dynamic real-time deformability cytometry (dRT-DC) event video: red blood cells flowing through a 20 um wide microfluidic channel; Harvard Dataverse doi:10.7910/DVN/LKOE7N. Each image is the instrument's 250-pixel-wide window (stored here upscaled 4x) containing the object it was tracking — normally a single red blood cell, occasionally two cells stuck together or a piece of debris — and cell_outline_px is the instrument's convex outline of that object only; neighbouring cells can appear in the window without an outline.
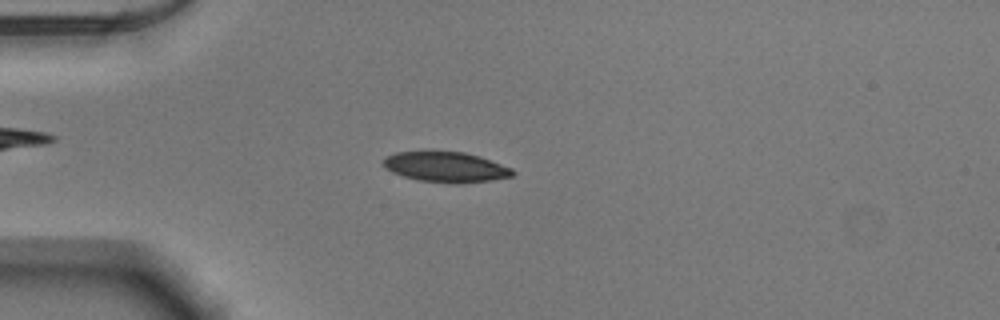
{"species": "Egyptian fruit bat (a non-hibernating species)", "species_latin": "Rousettus aegyptiacus", "temperature_condition": "warm", "stored_images_in_passage": 52, "camera_frame_rate_fps": 3000, "um_per_image_px": 0.085, "animal": {"sex": "male"}, "frame": {"image": 1, "passage_image": 14, "time_ms": 4.333, "image_size_px": [1000, 320], "cell_outline_px": [[512, 176], [488, 180], [460, 184], [420, 180], [404, 176], [392, 172], [384, 168], [384, 156], [396, 152], [424, 148], [464, 152], [480, 156], [512, 168]], "centroid_in_image_um": [37.81, 14.13], "position_along_channel_um": 47.2, "area_um2": 23.47}}
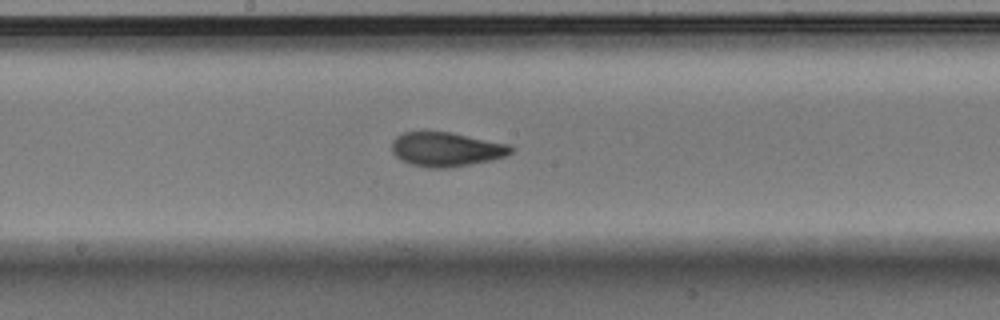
{"frame": {"image": 2, "passage_image": 28, "time_ms": 9.0, "image_size_px": [1000, 320], "cell_outline_px": [[512, 152], [504, 156], [492, 160], [448, 168], [428, 168], [412, 164], [396, 156], [392, 152], [392, 140], [396, 136], [404, 132], [448, 132], [512, 144]], "centroid_in_image_um": [37.95, 12.69], "position_along_channel_um": 210.3, "area_um2": 23.64}}
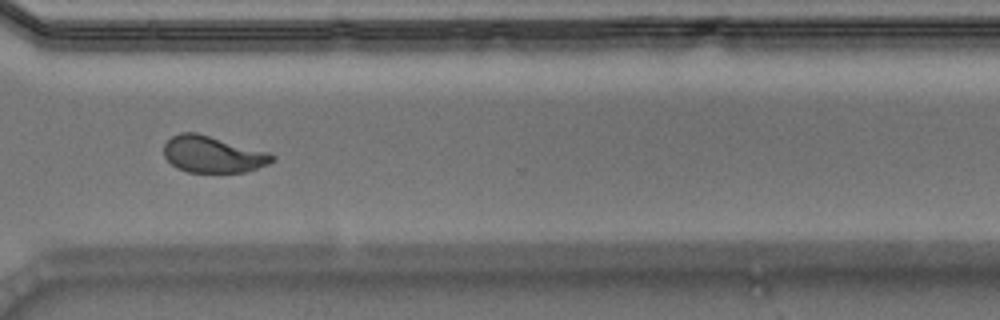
{"frame": {"image": 3, "passage_image": 39, "time_ms": 12.667, "image_size_px": [1000, 320], "cell_outline_px": [[276, 160], [268, 164], [244, 172], [188, 172], [176, 168], [164, 156], [164, 144], [172, 136], [180, 132], [196, 132], [268, 152], [276, 156]], "centroid_in_image_um": [18.08, 13.12], "position_along_channel_um": 352.5, "area_um2": 23.0}, "authors_computed_cell_mechanics": {"area_um2": 23.2934, "velocity_mm_per_s": 3.8855, "shape_relaxation_time_tau1_ms": 6.9152, "shape_relaxation_time_tau2_ms": 1.14, "deformation_change_tau1": 0.196, "deformation_change_tau2": 0.0687}}